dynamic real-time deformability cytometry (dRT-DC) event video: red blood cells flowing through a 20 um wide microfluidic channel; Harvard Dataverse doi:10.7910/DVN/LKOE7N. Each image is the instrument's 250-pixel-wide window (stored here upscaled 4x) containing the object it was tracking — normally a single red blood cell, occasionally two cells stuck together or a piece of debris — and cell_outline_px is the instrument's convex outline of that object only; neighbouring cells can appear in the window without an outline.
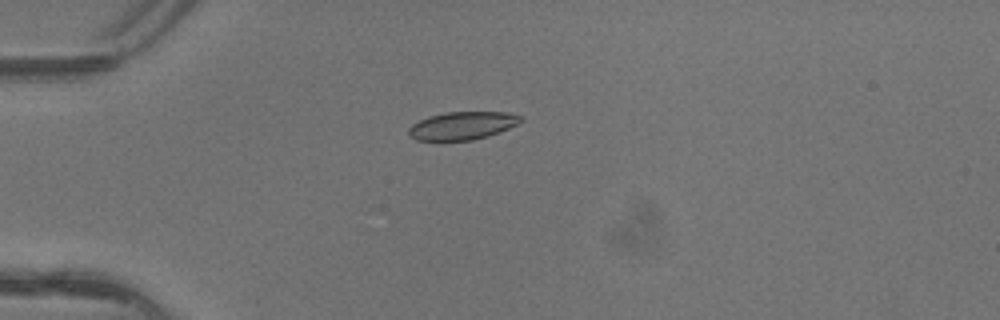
{"species": "common noctule bat (a hibernating species)", "species_latin": "Nyctalus noctula", "temperature_condition": "warm", "stored_images_in_passage": 4, "camera_frame_rate_fps": 3000, "um_per_image_px": 0.085, "animal": {"sex": "female"}, "frame": {"image": 1, "passage_image": 1, "time_ms": 0.0, "image_size_px": [1000, 320], "cell_outline_px": [[524, 120], [508, 128], [488, 136], [472, 140], [416, 140], [408, 136], [408, 128], [412, 124], [428, 116], [444, 112], [508, 112], [524, 116]], "centroid_in_image_um": [39.29, 10.67], "position_along_channel_um": 45.7, "area_um2": 18.32}}
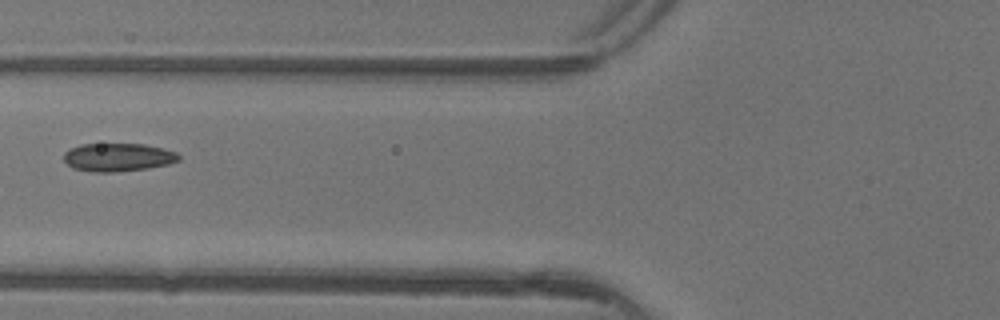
{"frame": {"image": 2, "passage_image": 3, "time_ms": 0.667, "image_size_px": [1000, 320], "cell_outline_px": [[180, 160], [168, 164], [148, 168], [116, 172], [92, 172], [72, 168], [64, 160], [64, 152], [80, 144], [144, 144], [164, 148], [176, 152], [180, 156]], "centroid_in_image_um": [10.04, 13.37], "position_along_channel_um": 115.8, "area_um2": 18.96}}
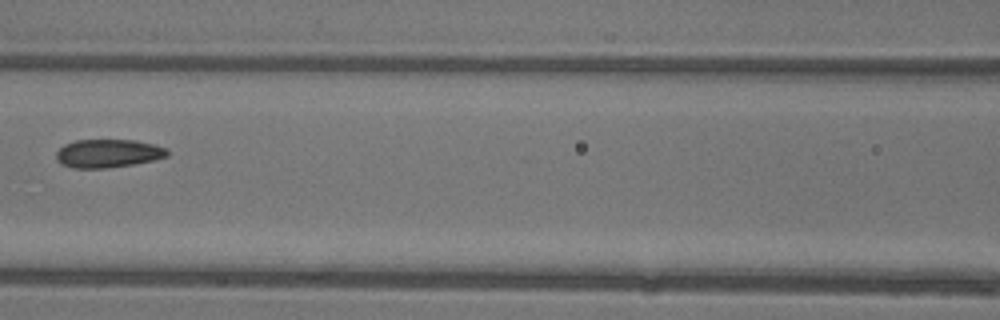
{"frame": {"image": 3, "passage_image": 4, "time_ms": 1.0, "image_size_px": [1000, 320], "cell_outline_px": [[168, 156], [152, 160], [132, 164], [108, 168], [72, 168], [60, 164], [56, 160], [56, 152], [64, 144], [76, 140], [136, 140], [168, 148]], "centroid_in_image_um": [9.15, 13.04], "position_along_channel_um": 157.4, "area_um2": 18.38}}